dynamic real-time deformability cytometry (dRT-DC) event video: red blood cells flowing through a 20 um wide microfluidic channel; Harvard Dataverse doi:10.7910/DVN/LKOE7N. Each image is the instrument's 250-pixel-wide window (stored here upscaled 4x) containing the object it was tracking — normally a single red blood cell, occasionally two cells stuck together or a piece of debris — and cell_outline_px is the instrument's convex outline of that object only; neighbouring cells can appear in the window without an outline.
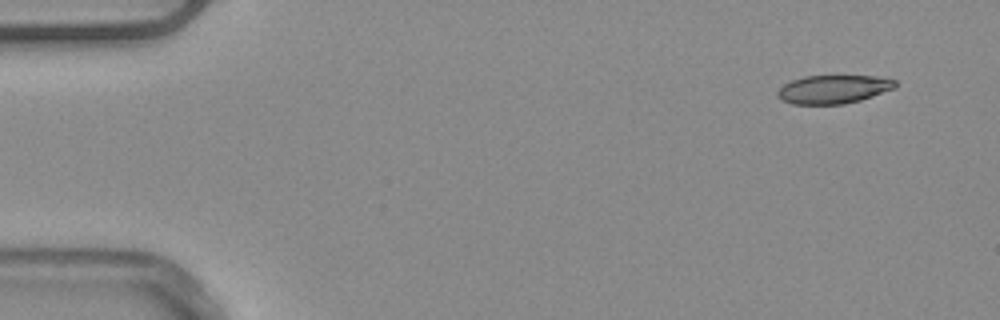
{"species": "common noctule bat (a hibernating species)", "species_latin": "Nyctalus noctula", "temperature_condition": "warm", "stored_images_in_passage": 39, "camera_frame_rate_fps": 3000, "um_per_image_px": 0.085, "animal": {"sex": "male", "body_mass_g": 20.4}, "frame": {"image": 1, "passage_image": 1, "time_ms": 0.0, "image_size_px": [1000, 320], "cell_outline_px": [[896, 88], [860, 100], [844, 104], [792, 104], [780, 100], [776, 96], [776, 92], [784, 84], [792, 80], [804, 76], [876, 76], [896, 80]], "centroid_in_image_um": [70.82, 7.59], "position_along_channel_um": 14.2, "area_um2": 19.59}}
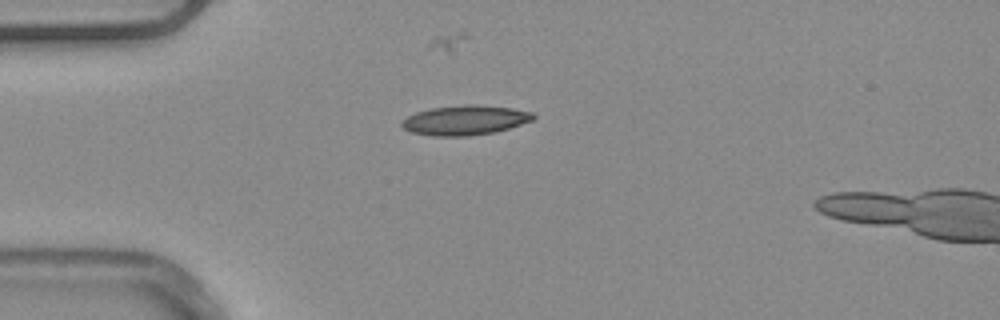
{"frame": {"image": 2, "passage_image": 11, "time_ms": 3.333, "image_size_px": [1000, 320], "cell_outline_px": [[536, 116], [532, 120], [496, 132], [468, 136], [436, 136], [412, 132], [404, 128], [400, 124], [408, 116], [416, 112], [432, 108], [464, 104], [476, 104], [512, 108], [532, 112]], "centroid_in_image_um": [39.54, 10.21], "position_along_channel_um": 45.5, "area_um2": 22.6}}
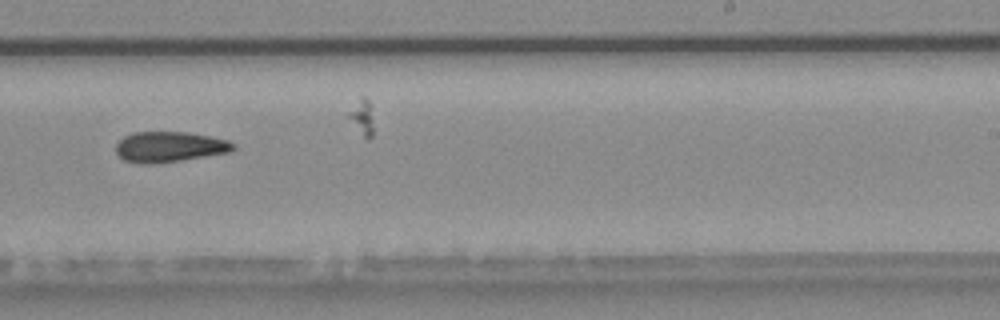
{"frame": {"image": 3, "passage_image": 30, "time_ms": 9.667, "image_size_px": [1000, 320], "cell_outline_px": [[236, 148], [228, 152], [180, 160], [152, 164], [124, 160], [116, 152], [116, 144], [124, 136], [132, 132], [184, 132], [208, 136], [228, 140], [236, 144]], "centroid_in_image_um": [14.4, 12.47], "position_along_channel_um": 274.6, "area_um2": 20.52}}